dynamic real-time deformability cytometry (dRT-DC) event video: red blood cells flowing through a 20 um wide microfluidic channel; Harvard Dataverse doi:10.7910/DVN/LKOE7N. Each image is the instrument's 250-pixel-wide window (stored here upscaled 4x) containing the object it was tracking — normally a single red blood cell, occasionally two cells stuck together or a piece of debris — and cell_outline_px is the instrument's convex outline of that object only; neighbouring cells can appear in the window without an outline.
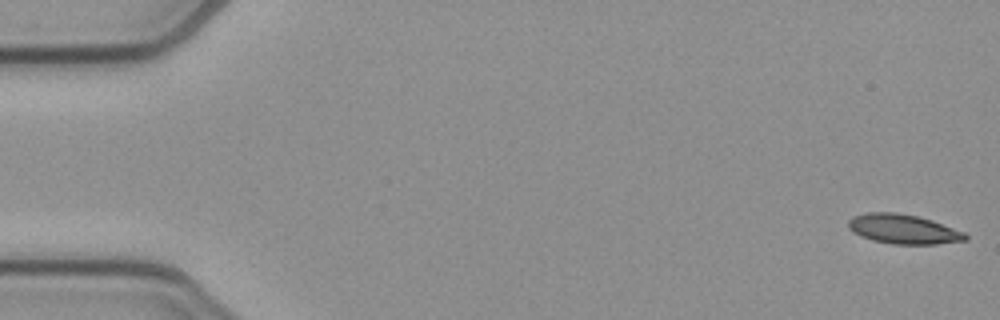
{"species": "common noctule bat (a hibernating species)", "species_latin": "Nyctalus noctula", "temperature_condition": "cold", "stored_images_in_passage": 52, "camera_frame_rate_fps": 3000, "um_per_image_px": 0.085, "animal": {"sex": "female", "body_mass_g": 21.9}, "frame": {"image": 1, "passage_image": 1, "time_ms": 0.0, "image_size_px": [1000, 320], "cell_outline_px": [[968, 240], [936, 244], [892, 244], [872, 240], [860, 236], [852, 232], [848, 228], [848, 220], [852, 216], [868, 212], [896, 212], [916, 216], [932, 220], [964, 232], [968, 236]], "centroid_in_image_um": [76.75, 19.47], "position_along_channel_um": 8.3, "area_um2": 20.23}}
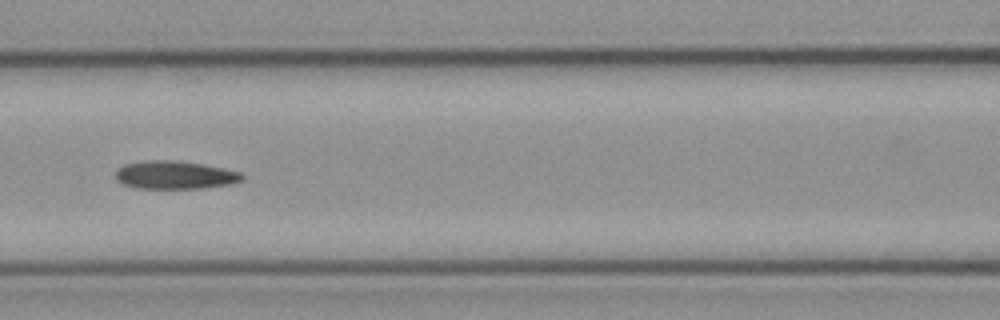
{"frame": {"image": 2, "passage_image": 23, "time_ms": 7.333, "image_size_px": [1000, 320], "cell_outline_px": [[244, 180], [232, 184], [204, 188], [136, 188], [124, 184], [116, 180], [116, 168], [124, 164], [144, 160], [176, 160], [224, 168], [240, 172], [244, 176]], "centroid_in_image_um": [14.86, 14.87], "position_along_channel_um": 151.7, "area_um2": 20.87}}
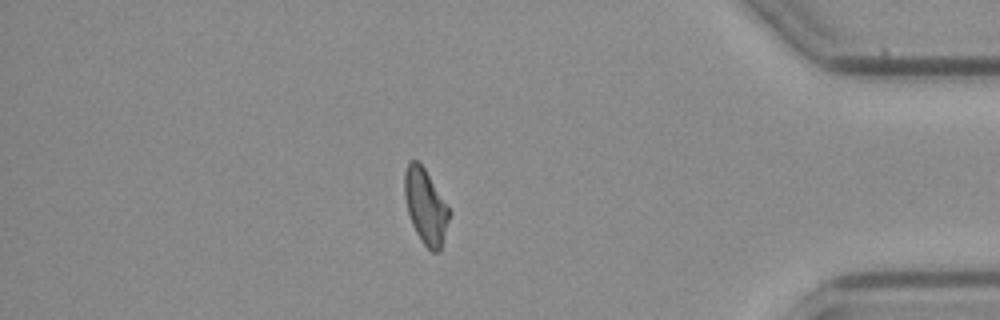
{"frame": {"image": 3, "passage_image": 45, "time_ms": 14.667, "image_size_px": [1000, 320], "cell_outline_px": [[452, 212], [440, 252], [432, 252], [420, 240], [412, 224], [408, 212], [404, 196], [404, 172], [408, 160], [416, 160], [424, 168]], "centroid_in_image_um": [36.18, 17.56], "position_along_channel_um": 399.0, "area_um2": 19.65}, "authors_computed_cell_mechanics": {"area_um2": 20.3456, "velocity_mm_per_s": 3.878, "shape_relaxation_time_tau1_ms": null, "shape_relaxation_time_tau2_ms": 8.8595, "deformation_change_tau1": null, "deformation_change_tau2": 0.1919}}